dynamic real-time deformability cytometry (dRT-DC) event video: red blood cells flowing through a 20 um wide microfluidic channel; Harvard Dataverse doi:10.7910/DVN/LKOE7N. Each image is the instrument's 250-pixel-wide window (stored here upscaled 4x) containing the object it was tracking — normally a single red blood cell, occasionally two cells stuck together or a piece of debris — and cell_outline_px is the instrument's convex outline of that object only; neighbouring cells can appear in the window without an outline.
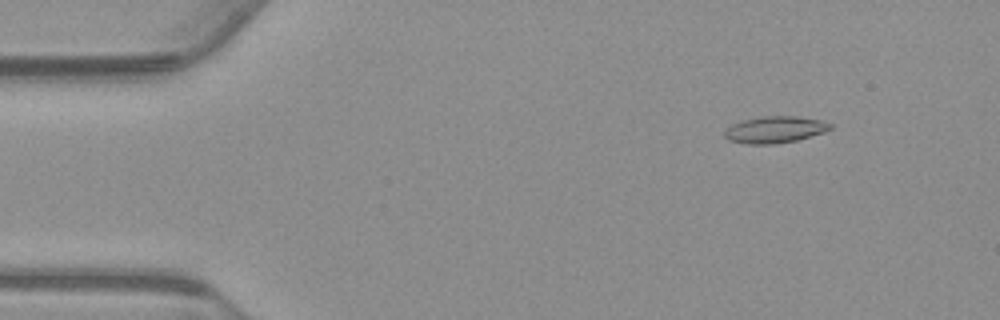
{"species": "common noctule bat (a hibernating species)", "species_latin": "Nyctalus noctula", "temperature_condition": "warm", "stored_images_in_passage": 57, "segment_of_instrument_passage": [1, 2], "camera_frame_rate_fps": 3000, "um_per_image_px": 0.085, "animal": {"sex": "male", "body_mass_g": 23.1, "forearm_length_mm": 52.7}, "frame": {"image": 1, "passage_image": 7, "time_ms": 2.0, "image_size_px": [1000, 320], "cell_outline_px": [[832, 128], [824, 132], [796, 140], [776, 144], [744, 144], [728, 140], [724, 136], [724, 132], [732, 124], [740, 120], [764, 116], [796, 116], [820, 120], [832, 124]], "centroid_in_image_um": [65.84, 11.02], "position_along_channel_um": 19.2, "area_um2": 16.47}}
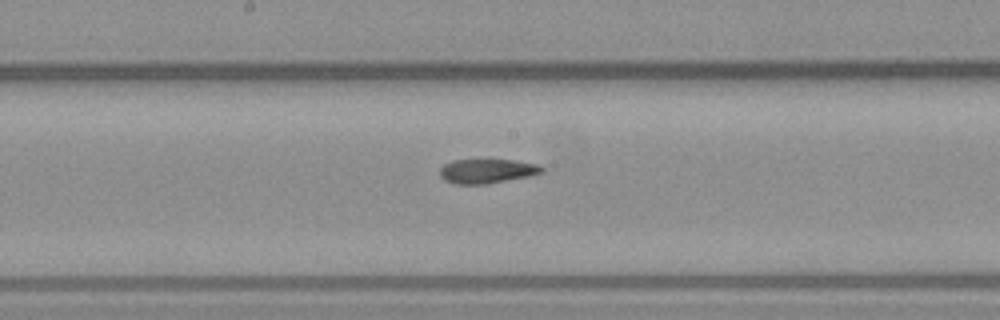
{"frame": {"image": 2, "passage_image": 29, "time_ms": 9.333, "image_size_px": [1000, 320], "cell_outline_px": [[544, 172], [528, 176], [488, 184], [456, 184], [444, 180], [440, 176], [440, 168], [444, 164], [452, 160], [488, 156], [536, 164], [544, 168]], "centroid_in_image_um": [41.35, 14.49], "position_along_channel_um": 206.8, "area_um2": 15.26}}
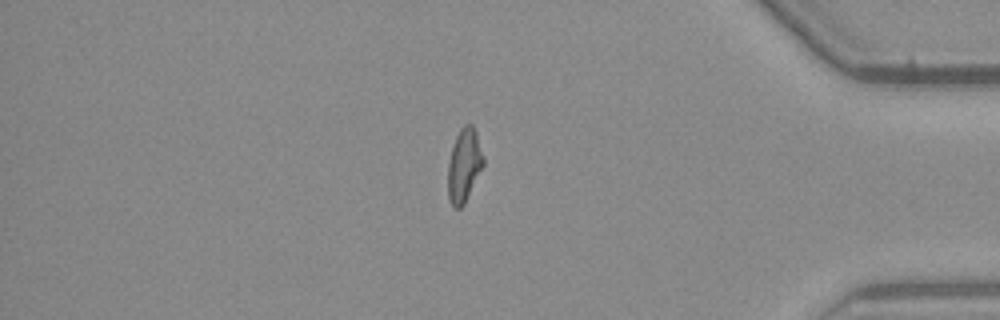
{"frame": {"image": 3, "passage_image": 47, "time_ms": 15.333, "image_size_px": [1000, 320], "cell_outline_px": [[484, 164], [464, 204], [460, 208], [452, 208], [448, 196], [448, 164], [452, 148], [456, 136], [460, 128], [464, 124], [472, 124], [476, 132], [484, 156]], "centroid_in_image_um": [39.45, 14.05], "position_along_channel_um": 395.8, "area_um2": 15.14}}